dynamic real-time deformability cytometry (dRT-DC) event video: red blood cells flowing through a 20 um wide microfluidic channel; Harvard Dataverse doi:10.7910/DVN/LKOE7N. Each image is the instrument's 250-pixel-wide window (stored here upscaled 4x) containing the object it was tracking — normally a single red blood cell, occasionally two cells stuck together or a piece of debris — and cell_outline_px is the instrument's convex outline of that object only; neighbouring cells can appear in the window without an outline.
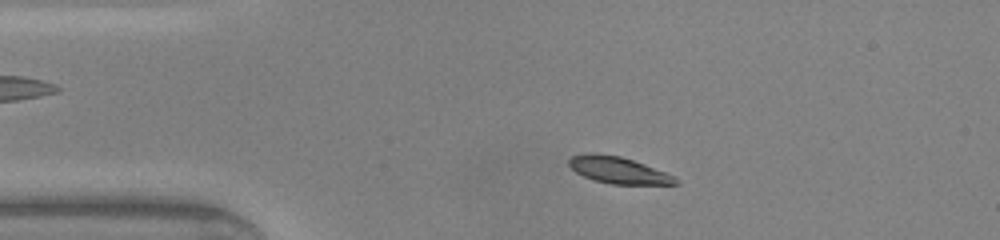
{"species": "common noctule bat (a hibernating species)", "species_latin": "Nyctalus noctula", "temperature_condition": "warm", "stored_images_in_passage": 44, "camera_frame_rate_fps": 3000, "um_per_image_px": 0.085, "animal": {"sex": "male", "body_mass_g": 20.0, "forearm_length_mm": 53.3}, "frame": {"image": 1, "passage_image": 6, "time_ms": 1.667, "image_size_px": [1000, 240], "cell_outline_px": [[680, 184], [612, 184], [596, 180], [584, 176], [576, 172], [568, 164], [568, 160], [572, 156], [588, 152], [596, 152], [620, 156], [644, 164], [676, 176], [680, 180]], "centroid_in_image_um": [52.58, 14.45], "position_along_channel_um": 32.4, "area_um2": 16.59}}
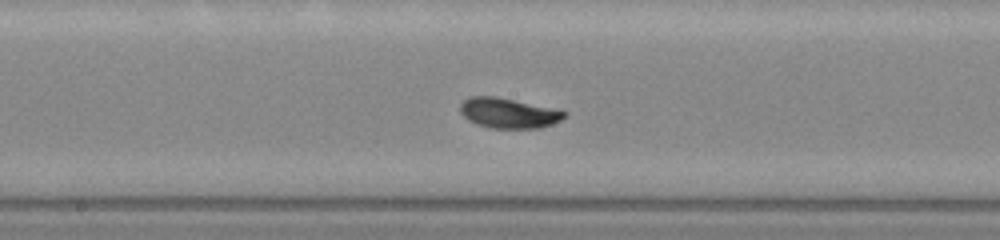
{"frame": {"image": 2, "passage_image": 21, "time_ms": 6.667, "image_size_px": [1000, 240], "cell_outline_px": [[568, 112], [560, 120], [552, 124], [540, 128], [488, 128], [476, 124], [468, 120], [460, 112], [460, 104], [464, 100], [472, 96], [496, 96], [560, 108]], "centroid_in_image_um": [43.26, 9.6], "position_along_channel_um": 204.9, "area_um2": 18.67}}
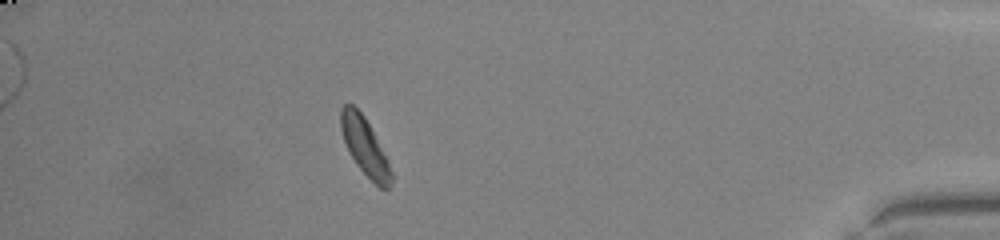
{"frame": {"image": 3, "passage_image": 39, "time_ms": 12.667, "image_size_px": [1000, 240], "cell_outline_px": [[396, 176], [392, 184], [388, 188], [380, 188], [356, 164], [344, 140], [340, 128], [340, 108], [344, 104], [352, 104], [364, 116], [388, 160]], "centroid_in_image_um": [31.05, 12.48], "position_along_channel_um": 404.2, "area_um2": 16.76}, "authors_computed_cell_mechanics": {"area_um2": 17.34, "velocity_mm_per_s": 4.2067, "shape_relaxation_time_tau1_ms": 1.4681, "shape_relaxation_time_tau2_ms": null, "deformation_change_tau1": 0.116, "deformation_change_tau2": null}}